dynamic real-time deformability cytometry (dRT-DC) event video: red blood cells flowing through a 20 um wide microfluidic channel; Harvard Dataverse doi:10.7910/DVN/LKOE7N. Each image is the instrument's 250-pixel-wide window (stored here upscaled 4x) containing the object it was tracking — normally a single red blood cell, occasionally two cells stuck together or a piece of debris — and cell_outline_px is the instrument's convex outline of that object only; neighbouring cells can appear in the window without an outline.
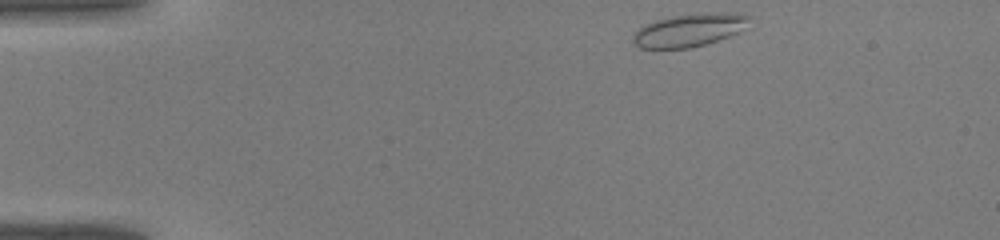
{"species": "common noctule bat (a hibernating species)", "species_latin": "Nyctalus noctula", "temperature_condition": "warm", "stored_images_in_passage": 37, "camera_frame_rate_fps": 3000, "um_per_image_px": 0.085, "animal": {"sex": "male", "body_mass_g": 19.0, "forearm_length_mm": 50.8}, "frame": {"image": 1, "passage_image": 1, "time_ms": 0.0, "image_size_px": [1000, 240], "cell_outline_px": [[752, 16], [740, 32], [704, 44], [688, 48], [640, 48], [632, 40], [632, 36], [644, 24], [656, 20], [676, 16], [704, 12], [744, 12]], "centroid_in_image_um": [58.64, 2.53], "position_along_channel_um": 26.4, "area_um2": 22.25}}
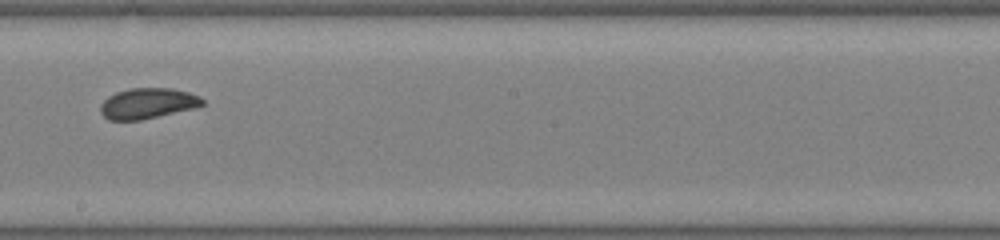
{"frame": {"image": 2, "passage_image": 19, "time_ms": 6.0, "image_size_px": [1000, 240], "cell_outline_px": [[204, 104], [192, 108], [140, 120], [108, 120], [100, 112], [100, 104], [108, 96], [116, 92], [128, 88], [172, 88], [188, 92], [200, 96], [204, 100]], "centroid_in_image_um": [12.51, 8.77], "position_along_channel_um": 235.7, "area_um2": 18.09}}
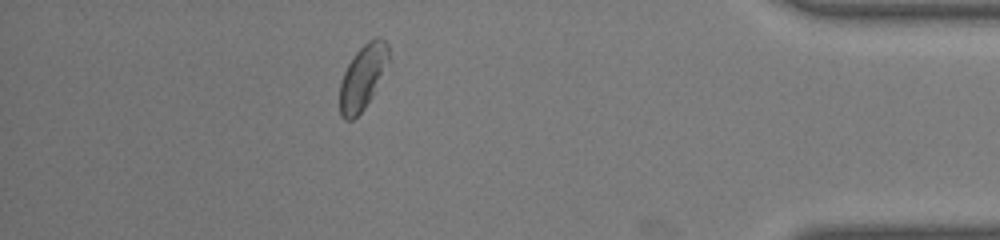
{"frame": {"image": 3, "passage_image": 32, "time_ms": 10.333, "image_size_px": [1000, 240], "cell_outline_px": [[388, 60], [372, 96], [364, 108], [352, 120], [344, 120], [340, 116], [340, 84], [344, 72], [348, 64], [356, 52], [368, 40], [376, 36], [380, 36], [388, 44]], "centroid_in_image_um": [30.81, 6.54], "position_along_channel_um": 404.4, "area_um2": 18.03}}